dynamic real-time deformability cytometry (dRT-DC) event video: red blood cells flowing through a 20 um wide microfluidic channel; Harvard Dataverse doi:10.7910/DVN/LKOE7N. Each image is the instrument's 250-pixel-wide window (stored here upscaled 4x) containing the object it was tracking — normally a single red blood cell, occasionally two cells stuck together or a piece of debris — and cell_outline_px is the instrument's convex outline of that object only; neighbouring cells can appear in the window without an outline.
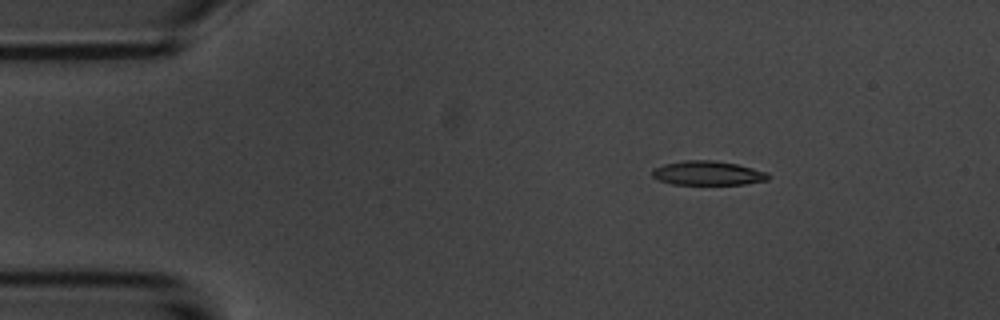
{"species": "common noctule bat (a hibernating species)", "species_latin": "Nyctalus noctula", "temperature_condition": "room temperature", "stored_images_in_passage": 47, "camera_frame_rate_fps": 3000, "um_per_image_px": 0.085, "animal": {"sex": "male", "body_mass_g": 20.1, "forearm_length_mm": 53.5}, "frame": {"image": 1, "passage_image": 1, "time_ms": 0.0, "image_size_px": [1000, 320], "cell_outline_px": [[772, 176], [768, 180], [744, 184], [672, 184], [660, 180], [652, 176], [652, 168], [664, 164], [684, 160], [712, 160], [736, 164], [768, 172]], "centroid_in_image_um": [60.17, 14.71], "position_along_channel_um": 24.8, "area_um2": 16.36}}
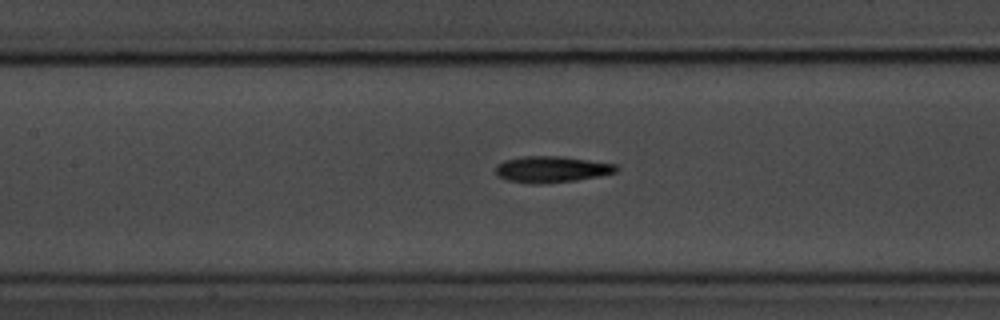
{"frame": {"image": 2, "passage_image": 17, "time_ms": 5.333, "image_size_px": [1000, 320], "cell_outline_px": [[620, 168], [616, 172], [600, 176], [576, 180], [540, 184], [532, 184], [508, 180], [496, 176], [496, 164], [504, 160], [524, 156], [560, 156], [616, 164]], "centroid_in_image_um": [46.87, 14.39], "position_along_channel_um": 160.5, "area_um2": 18.55}}
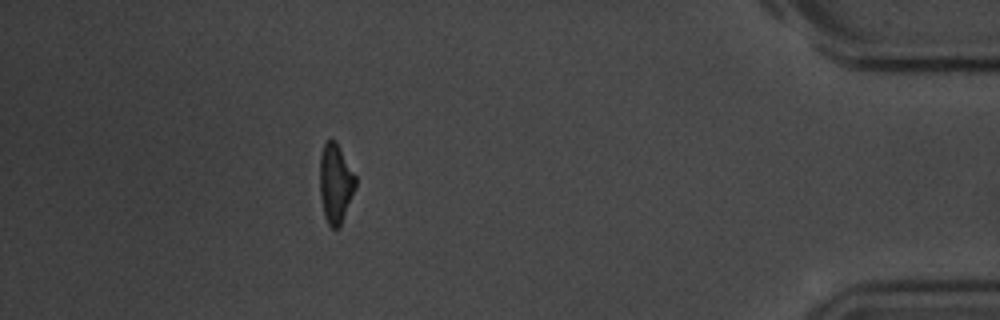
{"frame": {"image": 3, "passage_image": 41, "time_ms": 13.333, "image_size_px": [1000, 320], "cell_outline_px": [[356, 188], [340, 228], [332, 228], [328, 224], [324, 216], [320, 196], [320, 156], [324, 144], [328, 140], [336, 140], [356, 176]], "centroid_in_image_um": [28.53, 15.61], "position_along_channel_um": 406.7, "area_um2": 16.7}, "authors_computed_cell_mechanics": {"area_um2": 17.5712, "velocity_mm_per_s": 3.7233, "shape_relaxation_time_tau1_ms": 2.8072, "shape_relaxation_time_tau2_ms": 6.5852, "deformation_change_tau1": 0.1642, "deformation_change_tau2": 0.1808}}